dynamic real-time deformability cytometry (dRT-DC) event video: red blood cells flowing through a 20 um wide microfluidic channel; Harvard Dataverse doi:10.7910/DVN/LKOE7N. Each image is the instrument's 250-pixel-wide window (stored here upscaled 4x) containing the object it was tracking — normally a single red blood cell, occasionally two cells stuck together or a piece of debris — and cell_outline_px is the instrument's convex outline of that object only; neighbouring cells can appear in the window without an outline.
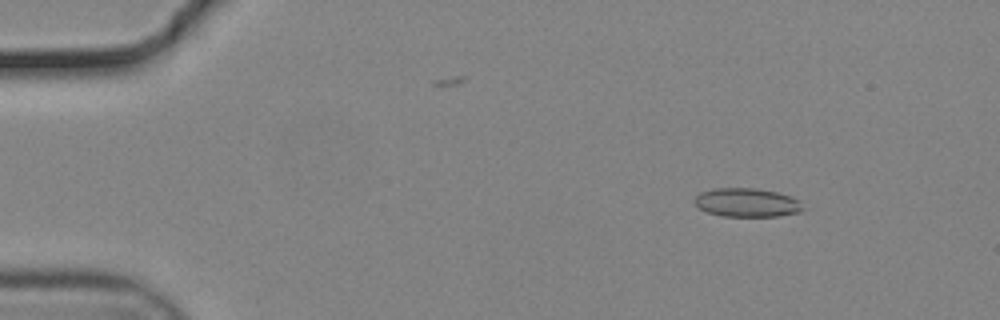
{"species": "common noctule bat (a hibernating species)", "species_latin": "Nyctalus noctula", "temperature_condition": "cold", "stored_images_in_passage": 18, "camera_frame_rate_fps": 3000, "um_per_image_px": 0.085, "animal": {"sex": "male", "body_mass_g": 19.2, "forearm_length_mm": 51.8}, "frame": {"image": 1, "passage_image": 8, "time_ms": 2.333, "image_size_px": [1000, 320], "cell_outline_px": [[804, 208], [800, 212], [776, 216], [720, 216], [696, 208], [692, 200], [700, 192], [712, 188], [752, 188], [776, 192], [792, 196], [800, 200]], "centroid_in_image_um": [63.45, 17.21], "position_along_channel_um": 21.6, "area_um2": 18.38}}